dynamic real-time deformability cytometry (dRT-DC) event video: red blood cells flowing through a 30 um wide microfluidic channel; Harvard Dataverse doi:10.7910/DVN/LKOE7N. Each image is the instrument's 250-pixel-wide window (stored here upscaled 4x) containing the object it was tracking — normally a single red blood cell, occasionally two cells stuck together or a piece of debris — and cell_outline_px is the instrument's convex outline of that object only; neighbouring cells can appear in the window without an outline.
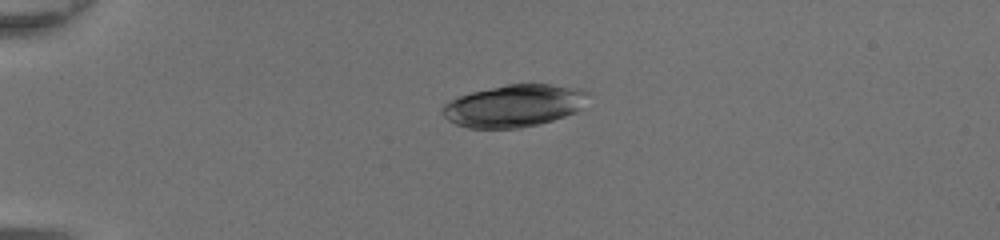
{"species": "common noctule bat (a hibernating species)", "species_latin": "Nyctalus noctula", "temperature_condition": "room temperature", "stored_images_in_passage": 40, "camera_frame_rate_fps": 3000, "um_per_image_px": 0.085, "animal": {"sex": "female", "body_mass_g": 20.0, "forearm_length_mm": 54.0}, "frame": {"image": 1, "passage_image": 5, "time_ms": 1.333, "image_size_px": [1000, 240], "cell_outline_px": [[588, 92], [580, 108], [576, 112], [540, 124], [520, 128], [468, 128], [456, 124], [448, 120], [440, 112], [440, 108], [444, 104], [460, 96], [472, 92], [508, 84], [548, 84], [580, 88]], "centroid_in_image_um": [43.66, 9.0], "position_along_channel_um": 41.3, "area_um2": 35.6}}